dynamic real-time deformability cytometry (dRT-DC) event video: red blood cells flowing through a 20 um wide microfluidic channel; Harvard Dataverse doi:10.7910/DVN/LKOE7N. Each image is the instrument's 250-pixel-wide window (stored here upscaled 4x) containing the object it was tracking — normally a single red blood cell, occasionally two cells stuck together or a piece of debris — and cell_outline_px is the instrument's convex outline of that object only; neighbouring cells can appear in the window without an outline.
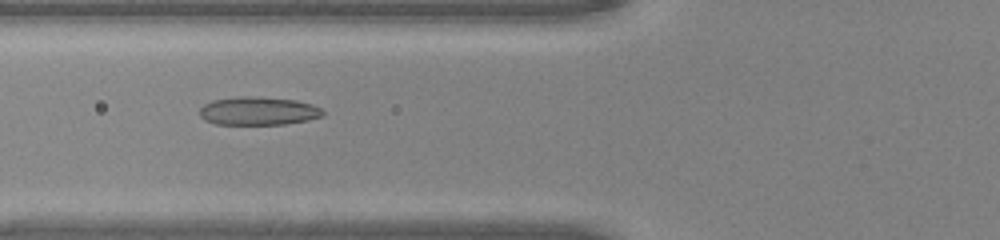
{"species": "common noctule bat (a hibernating species)", "species_latin": "Nyctalus noctula", "temperature_condition": "warm", "stored_images_in_passage": 33, "camera_frame_rate_fps": 3000, "um_per_image_px": 0.085, "animal": {"sex": "male", "body_mass_g": 20.0, "forearm_length_mm": 53.3}, "frame": {"image": 1, "passage_image": 3, "time_ms": 0.667, "image_size_px": [1000, 240], "cell_outline_px": [[324, 116], [308, 120], [284, 124], [216, 124], [204, 120], [200, 116], [200, 108], [204, 104], [212, 100], [236, 96], [248, 96], [296, 100], [312, 104], [320, 108], [324, 112]], "centroid_in_image_um": [21.94, 9.43], "position_along_channel_um": 103.9, "area_um2": 20.35}}
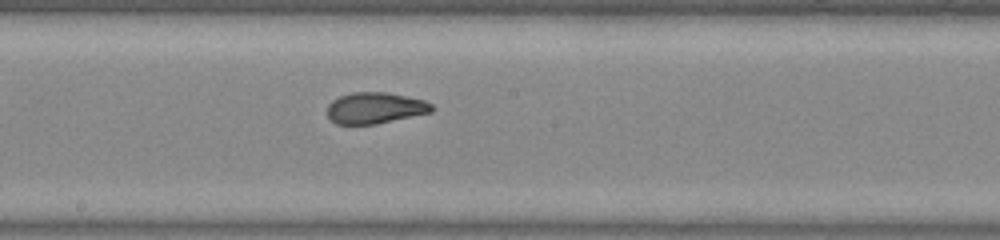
{"frame": {"image": 2, "passage_image": 11, "time_ms": 3.333, "image_size_px": [1000, 240], "cell_outline_px": [[436, 108], [432, 112], [376, 124], [336, 124], [328, 116], [328, 104], [332, 100], [340, 96], [352, 92], [388, 92], [424, 100], [432, 104]], "centroid_in_image_um": [31.91, 9.17], "position_along_channel_um": 216.3, "area_um2": 19.07}}
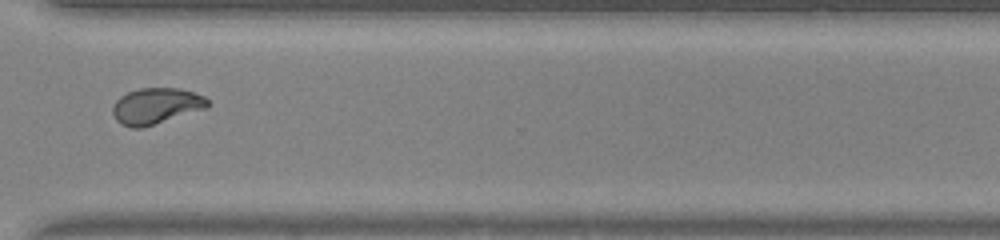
{"frame": {"image": 3, "passage_image": 21, "time_ms": 6.667, "image_size_px": [1000, 240], "cell_outline_px": [[208, 108], [144, 128], [132, 128], [120, 124], [116, 120], [112, 112], [112, 108], [116, 100], [120, 96], [128, 92], [140, 88], [180, 88], [204, 96], [208, 100]], "centroid_in_image_um": [13.26, 9.02], "position_along_channel_um": 357.3, "area_um2": 20.17}}